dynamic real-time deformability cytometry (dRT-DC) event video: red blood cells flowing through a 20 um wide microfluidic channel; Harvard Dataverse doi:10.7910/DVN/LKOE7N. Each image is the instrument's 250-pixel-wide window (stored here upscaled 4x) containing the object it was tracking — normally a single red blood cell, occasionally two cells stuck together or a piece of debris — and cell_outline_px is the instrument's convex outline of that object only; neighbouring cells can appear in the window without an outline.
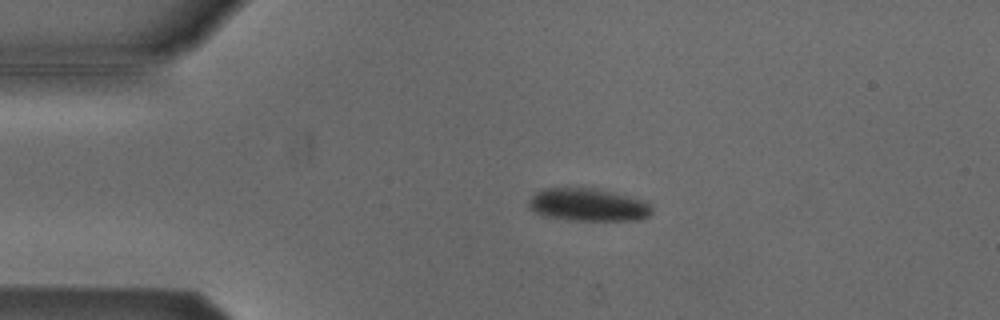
{"species": "Egyptian fruit bat (a non-hibernating species)", "species_latin": "Rousettus aegyptiacus", "temperature_condition": "cold", "stored_images_in_passage": 53, "camera_frame_rate_fps": 3000, "um_per_image_px": 0.085, "animal": {"sex": "male"}, "frame": {"image": 1, "passage_image": 11, "time_ms": 3.333, "image_size_px": [1000, 320], "cell_outline_px": [[652, 212], [648, 216], [636, 220], [568, 220], [540, 216], [528, 208], [528, 200], [536, 192], [544, 188], [592, 188], [612, 192], [644, 200], [652, 208]], "centroid_in_image_um": [49.92, 17.42], "position_along_channel_um": 35.1, "area_um2": 23.58}}
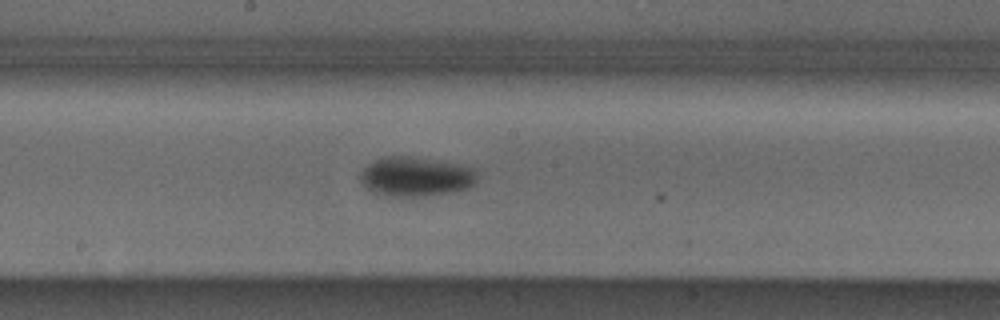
{"frame": {"image": 2, "passage_image": 28, "time_ms": 9.0, "image_size_px": [1000, 320], "cell_outline_px": [[476, 184], [472, 188], [452, 192], [424, 196], [388, 196], [372, 192], [360, 180], [360, 172], [368, 164], [384, 156], [408, 156], [456, 164], [476, 168]], "centroid_in_image_um": [35.36, 15.02], "position_along_channel_um": 212.8, "area_um2": 26.88}}
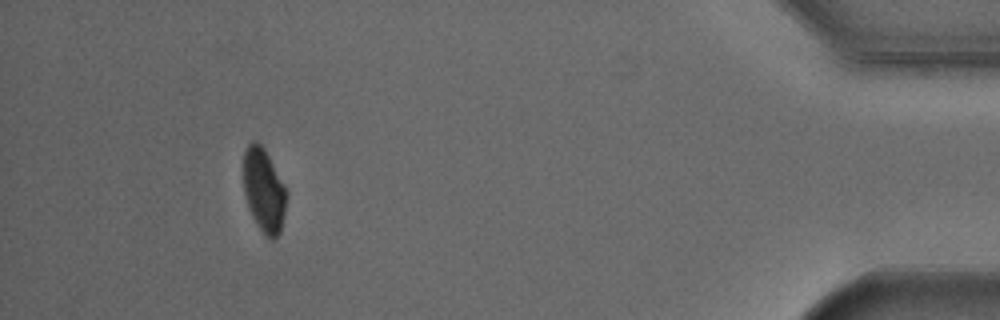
{"frame": {"image": 3, "passage_image": 49, "time_ms": 16.0, "image_size_px": [1000, 320], "cell_outline_px": [[288, 192], [284, 216], [280, 232], [272, 240], [264, 236], [256, 224], [248, 208], [244, 192], [244, 152], [248, 144], [252, 140], [256, 140], [264, 148], [284, 184]], "centroid_in_image_um": [22.43, 16.19], "position_along_channel_um": 412.8, "area_um2": 21.15}, "authors_computed_cell_mechanics": {"area_um2": 24.1026, "velocity_mm_per_s": 3.8017, "shape_relaxation_time_tau1_ms": 2.7372, "shape_relaxation_time_tau2_ms": null, "deformation_change_tau1": 0.0636, "deformation_change_tau2": null}}